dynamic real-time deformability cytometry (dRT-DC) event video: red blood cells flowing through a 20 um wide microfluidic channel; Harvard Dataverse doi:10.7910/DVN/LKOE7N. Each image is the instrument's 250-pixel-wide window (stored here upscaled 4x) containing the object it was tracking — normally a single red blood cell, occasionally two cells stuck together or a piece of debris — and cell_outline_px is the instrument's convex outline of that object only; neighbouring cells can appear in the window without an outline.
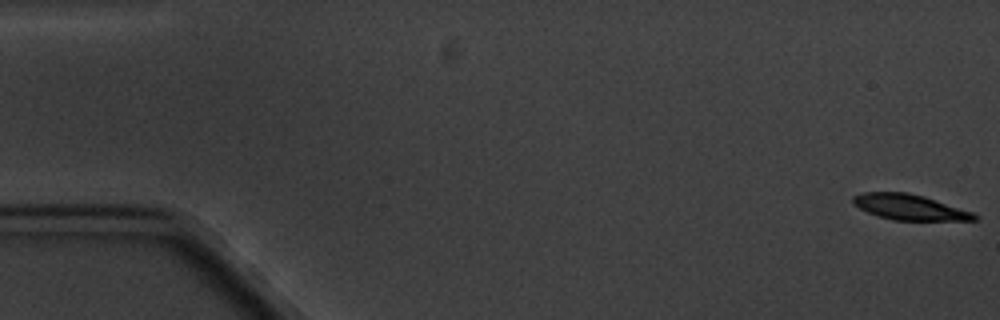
{"species": "common noctule bat (a hibernating species)", "species_latin": "Nyctalus noctula", "temperature_condition": "cold", "stored_images_in_passage": 10, "camera_frame_rate_fps": 3000, "um_per_image_px": 0.085, "animal": {"sex": "male", "body_mass_g": 20.1, "forearm_length_mm": 53.5}, "frame": {"image": 1, "passage_image": 1, "time_ms": 0.0, "image_size_px": [1000, 320], "cell_outline_px": [[980, 216], [976, 220], [892, 220], [876, 216], [852, 204], [852, 196], [864, 192], [908, 192], [924, 196], [972, 212]], "centroid_in_image_um": [77.28, 17.61], "position_along_channel_um": 7.7, "area_um2": 18.03}}
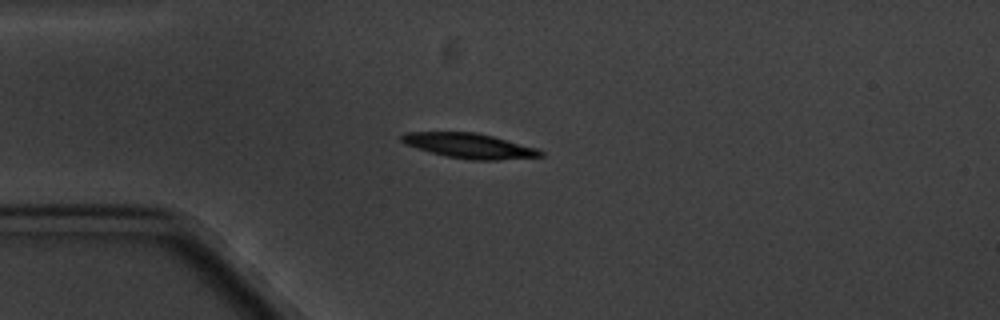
{"frame": {"image": 2, "passage_image": 5, "time_ms": 4.667, "image_size_px": [1000, 320], "cell_outline_px": [[544, 156], [500, 160], [472, 160], [448, 156], [416, 148], [404, 144], [400, 140], [400, 136], [404, 132], [476, 132], [492, 136], [536, 148], [544, 152]], "centroid_in_image_um": [39.88, 12.39], "position_along_channel_um": 45.1, "area_um2": 20.06}}
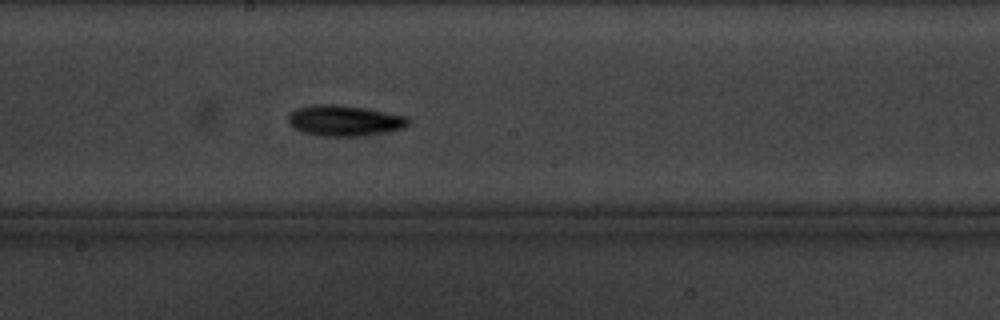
{"frame": {"image": 3, "passage_image": 10, "time_ms": 10.333, "image_size_px": [1000, 320], "cell_outline_px": [[412, 124], [404, 128], [388, 132], [364, 136], [324, 136], [304, 132], [292, 128], [288, 120], [288, 116], [296, 108], [312, 104], [336, 104], [364, 108], [408, 116], [412, 120]], "centroid_in_image_um": [29.34, 10.25], "position_along_channel_um": 218.9, "area_um2": 21.85}}